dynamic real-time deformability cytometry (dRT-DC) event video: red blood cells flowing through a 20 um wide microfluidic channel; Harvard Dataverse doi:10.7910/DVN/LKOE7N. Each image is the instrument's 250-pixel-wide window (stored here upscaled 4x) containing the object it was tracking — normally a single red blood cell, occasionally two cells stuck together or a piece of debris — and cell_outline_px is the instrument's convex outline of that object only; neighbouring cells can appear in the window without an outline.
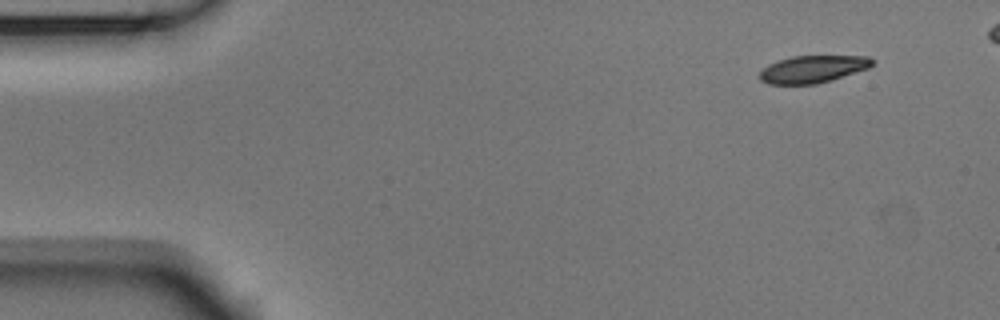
{"species": "Egyptian fruit bat (a non-hibernating species)", "species_latin": "Rousettus aegyptiacus", "temperature_condition": "room temperature", "stored_images_in_passage": 47, "camera_frame_rate_fps": 3000, "um_per_image_px": 0.085, "animal": {"sex": "male"}, "frame": {"image": 1, "passage_image": 1, "time_ms": 0.0, "image_size_px": [1000, 320], "cell_outline_px": [[876, 60], [868, 68], [832, 80], [816, 84], [768, 84], [760, 80], [760, 72], [768, 64], [792, 56], [868, 56]], "centroid_in_image_um": [69.1, 5.87], "position_along_channel_um": 15.9, "area_um2": 17.86}}
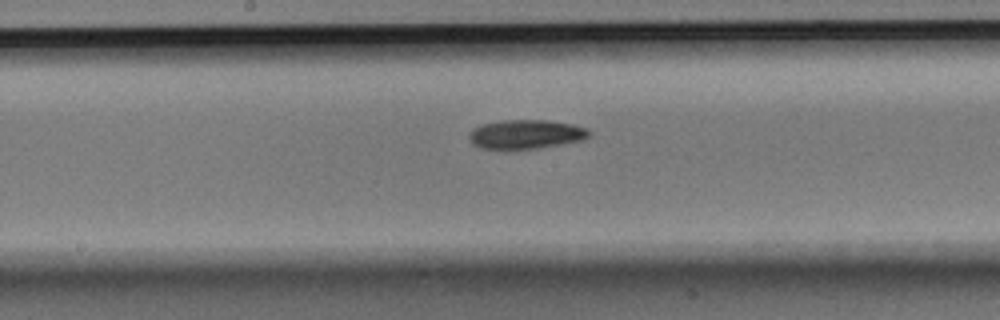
{"frame": {"image": 2, "passage_image": 24, "time_ms": 7.667, "image_size_px": [1000, 320], "cell_outline_px": [[592, 132], [588, 136], [580, 140], [560, 144], [536, 148], [484, 148], [472, 144], [468, 136], [476, 128], [484, 124], [504, 120], [548, 120], [572, 124], [588, 128]], "centroid_in_image_um": [44.75, 11.39], "position_along_channel_um": 203.5, "area_um2": 19.83}}
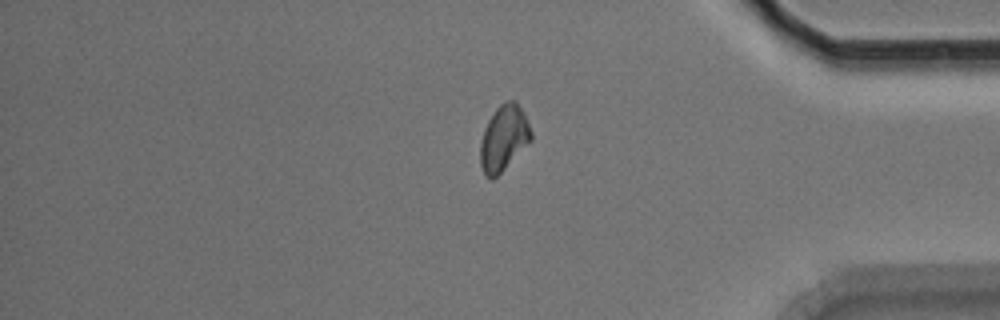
{"frame": {"image": 3, "passage_image": 41, "time_ms": 13.333, "image_size_px": [1000, 320], "cell_outline_px": [[532, 140], [492, 180], [484, 176], [480, 164], [480, 144], [484, 128], [488, 120], [496, 108], [500, 104], [508, 100], [516, 100], [524, 112], [532, 132]], "centroid_in_image_um": [42.81, 11.72], "position_along_channel_um": 392.4, "area_um2": 19.42}, "authors_computed_cell_mechanics": {"area_um2": 19.7098, "velocity_mm_per_s": 3.7549, "shape_relaxation_time_tau1_ms": 5.144, "shape_relaxation_time_tau2_ms": null, "deformation_change_tau1": 0.131, "deformation_change_tau2": null}}